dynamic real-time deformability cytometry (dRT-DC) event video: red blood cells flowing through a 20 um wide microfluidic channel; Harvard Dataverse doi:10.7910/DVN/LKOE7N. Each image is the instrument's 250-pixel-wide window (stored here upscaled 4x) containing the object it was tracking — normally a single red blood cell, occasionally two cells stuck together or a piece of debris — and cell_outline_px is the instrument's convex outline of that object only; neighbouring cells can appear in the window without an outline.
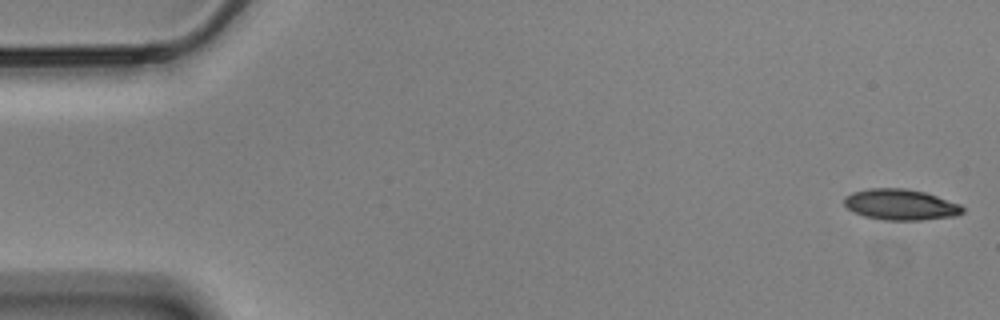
{"species": "Egyptian fruit bat (a non-hibernating species)", "species_latin": "Rousettus aegyptiacus", "temperature_condition": "cold", "stored_images_in_passage": 56, "camera_frame_rate_fps": 3000, "um_per_image_px": 0.085, "animal": {"sex": "male"}, "frame": {"image": 1, "passage_image": 1, "time_ms": 0.0, "image_size_px": [1000, 320], "cell_outline_px": [[964, 212], [956, 216], [920, 220], [884, 220], [864, 216], [848, 208], [844, 204], [844, 196], [852, 192], [868, 188], [904, 188], [924, 192], [960, 204], [964, 208]], "centroid_in_image_um": [76.55, 17.39], "position_along_channel_um": 8.5, "area_um2": 21.27}}
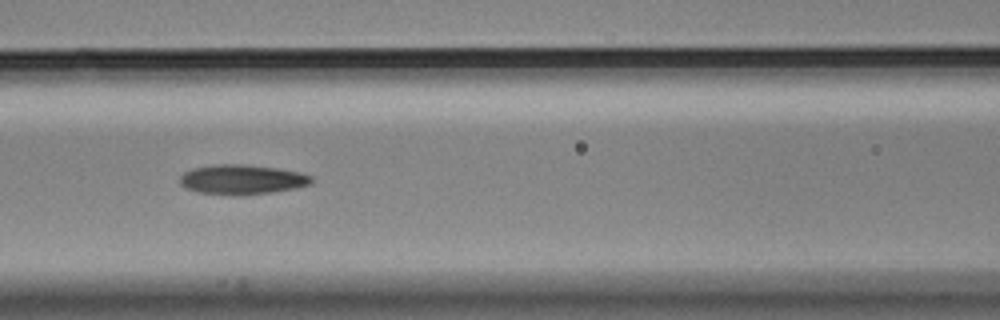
{"frame": {"image": 2, "passage_image": 24, "time_ms": 7.667, "image_size_px": [1000, 320], "cell_outline_px": [[312, 184], [296, 188], [272, 192], [240, 196], [196, 192], [184, 188], [180, 184], [180, 176], [184, 172], [192, 168], [212, 164], [244, 164], [276, 168], [300, 172], [312, 176]], "centroid_in_image_um": [20.55, 15.26], "position_along_channel_um": 146.1, "area_um2": 23.12}}
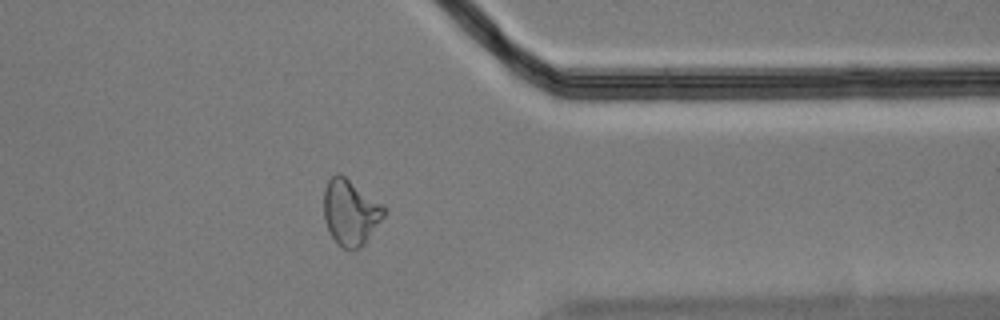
{"frame": {"image": 3, "passage_image": 45, "time_ms": 14.667, "image_size_px": [1000, 320], "cell_outline_px": [[388, 212], [364, 244], [360, 248], [352, 252], [336, 244], [324, 220], [324, 188], [328, 180], [336, 172], [340, 172], [384, 204], [388, 208]], "centroid_in_image_um": [29.82, 18.04], "position_along_channel_um": 381.6, "area_um2": 23.7}, "authors_computed_cell_mechanics": {"area_um2": 22.1374, "velocity_mm_per_s": 3.5024, "shape_relaxation_time_tau1_ms": 5.4626, "shape_relaxation_time_tau2_ms": 4.6622, "deformation_change_tau1": 0.1679, "deformation_change_tau2": 0.1373}}